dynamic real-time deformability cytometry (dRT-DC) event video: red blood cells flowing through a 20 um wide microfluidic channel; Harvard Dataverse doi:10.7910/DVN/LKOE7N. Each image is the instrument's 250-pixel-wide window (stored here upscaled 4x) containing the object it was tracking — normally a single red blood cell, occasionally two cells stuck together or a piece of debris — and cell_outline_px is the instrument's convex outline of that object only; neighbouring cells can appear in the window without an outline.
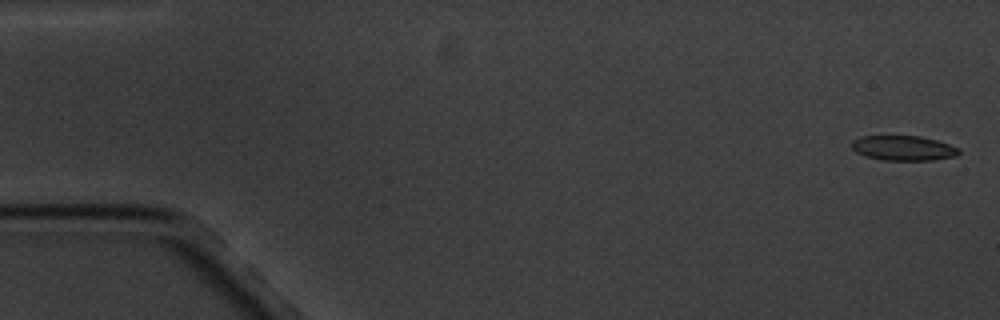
{"species": "common noctule bat (a hibernating species)", "species_latin": "Nyctalus noctula", "temperature_condition": "cold", "stored_images_in_passage": 6, "camera_frame_rate_fps": 3000, "um_per_image_px": 0.085, "animal": {"sex": "male", "body_mass_g": 20.1, "forearm_length_mm": 53.5}, "frame": {"image": 1, "passage_image": 1, "time_ms": 0.0, "image_size_px": [1000, 320], "cell_outline_px": [[960, 152], [956, 156], [932, 160], [884, 160], [864, 156], [856, 152], [852, 148], [852, 140], [860, 136], [920, 136], [936, 140], [960, 148]], "centroid_in_image_um": [76.77, 12.59], "position_along_channel_um": 8.2, "area_um2": 15.55}}